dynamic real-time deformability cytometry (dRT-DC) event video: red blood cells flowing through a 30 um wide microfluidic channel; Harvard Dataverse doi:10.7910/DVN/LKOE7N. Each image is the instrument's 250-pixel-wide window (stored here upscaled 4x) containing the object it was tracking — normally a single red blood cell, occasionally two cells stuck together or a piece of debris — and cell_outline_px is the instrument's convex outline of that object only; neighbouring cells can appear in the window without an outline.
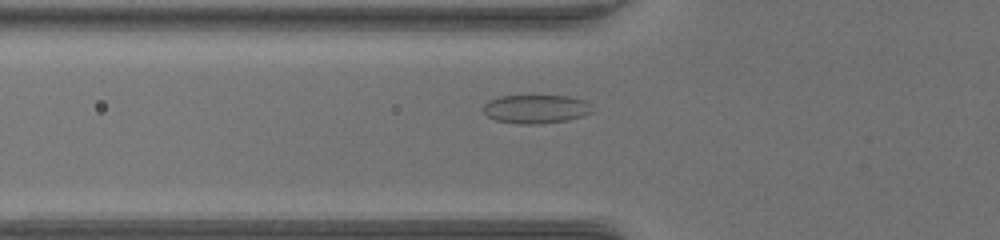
{"species": "common noctule bat (a hibernating species)", "species_latin": "Nyctalus noctula", "temperature_condition": "warm", "stored_images_in_passage": 42, "camera_frame_rate_fps": 3000, "um_per_image_px": 0.085, "animal": {"sex": "female", "body_mass_g": 17.0, "forearm_length_mm": 48.0}, "frame": {"image": 1, "passage_image": 9, "time_ms": 2.667, "image_size_px": [1000, 240], "cell_outline_px": [[592, 112], [580, 116], [564, 120], [536, 124], [520, 124], [496, 120], [488, 116], [484, 112], [484, 104], [488, 100], [500, 96], [568, 96], [584, 100], [592, 104]], "centroid_in_image_um": [45.54, 9.25], "position_along_channel_um": 80.3, "area_um2": 17.98}}
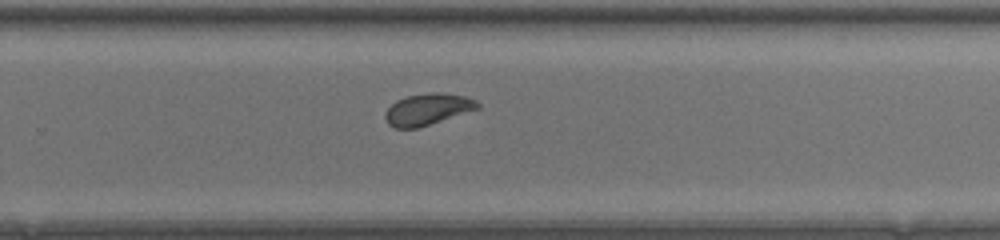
{"frame": {"image": 2, "passage_image": 25, "time_ms": 8.0, "image_size_px": [1000, 240], "cell_outline_px": [[480, 108], [416, 128], [396, 128], [388, 124], [384, 116], [384, 112], [396, 100], [408, 96], [432, 92], [440, 92], [464, 96], [476, 100], [480, 104]], "centroid_in_image_um": [36.33, 9.28], "position_along_channel_um": 293.5, "area_um2": 16.76}}
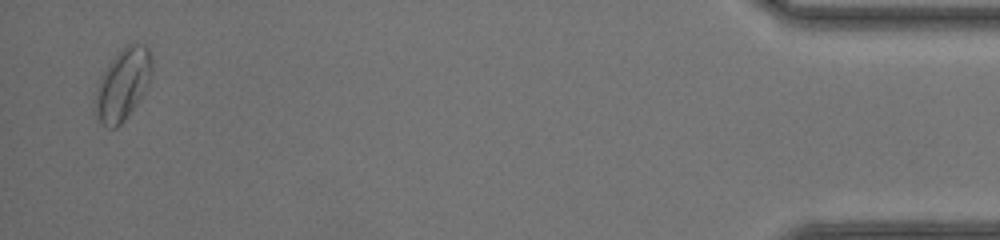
{"frame": {"image": 3, "passage_image": 41, "time_ms": 13.333, "image_size_px": [1000, 240], "cell_outline_px": [[152, 76], [148, 84], [136, 104], [124, 120], [116, 128], [108, 128], [100, 124], [92, 108], [96, 84], [108, 64], [128, 44], [144, 44], [152, 52]], "centroid_in_image_um": [10.4, 7.21], "position_along_channel_um": 424.8, "area_um2": 23.87}, "authors_computed_cell_mechanics": {"area_um2": 17.3689, "velocity_mm_per_s": 3.9906, "shape_relaxation_time_tau1_ms": null, "shape_relaxation_time_tau2_ms": 2.5635, "deformation_change_tau1": null, "deformation_change_tau2": 0.0526}}